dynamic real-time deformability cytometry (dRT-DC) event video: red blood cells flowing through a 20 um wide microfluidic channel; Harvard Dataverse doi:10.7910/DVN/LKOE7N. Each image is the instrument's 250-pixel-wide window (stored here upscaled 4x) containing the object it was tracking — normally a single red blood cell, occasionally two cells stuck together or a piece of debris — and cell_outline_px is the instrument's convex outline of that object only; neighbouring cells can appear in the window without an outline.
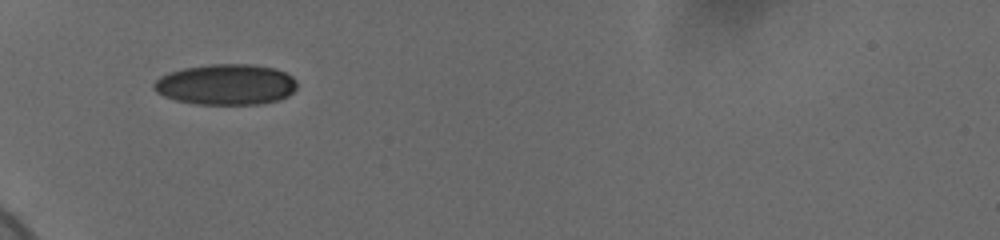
{"species": "human", "species_latin": "Homo sapiens", "temperature_condition": "cold", "stored_images_in_passage": 30, "camera_frame_rate_fps": 3000, "um_per_image_px": 0.085, "donor": {"sex": "female"}, "frame": {"image": 1, "passage_image": 1, "time_ms": 0.0, "image_size_px": [1000, 240], "cell_outline_px": [[296, 88], [288, 96], [280, 100], [260, 104], [196, 104], [176, 100], [164, 96], [156, 92], [152, 88], [152, 84], [160, 76], [168, 72], [184, 68], [212, 64], [248, 64], [272, 68], [284, 72], [292, 76], [296, 80]], "centroid_in_image_um": [19.19, 7.19], "position_along_channel_um": 65.8, "area_um2": 34.04}}
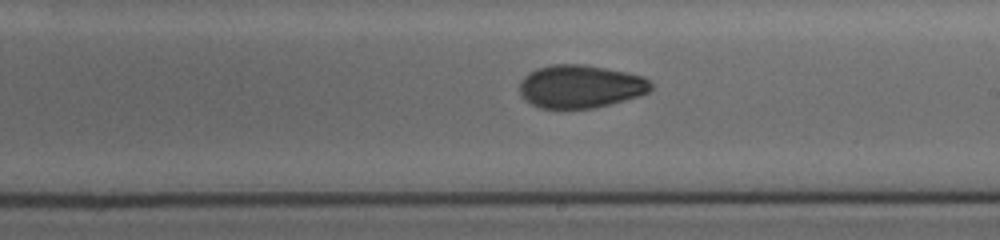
{"frame": {"image": 2, "passage_image": 16, "time_ms": 5.0, "image_size_px": [1000, 240], "cell_outline_px": [[652, 88], [648, 92], [640, 96], [592, 108], [540, 108], [524, 100], [520, 92], [520, 80], [528, 72], [536, 68], [552, 64], [584, 64], [624, 72], [640, 76], [648, 80], [652, 84]], "centroid_in_image_um": [49.29, 7.34], "position_along_channel_um": 239.7, "area_um2": 32.83}}
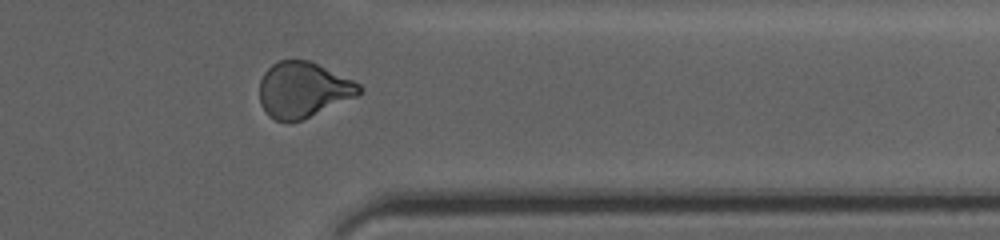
{"frame": {"image": 3, "passage_image": 28, "time_ms": 9.0, "image_size_px": [1000, 240], "cell_outline_px": [[364, 88], [356, 96], [300, 120], [276, 120], [268, 116], [260, 104], [260, 80], [264, 72], [272, 64], [280, 60], [308, 60], [352, 80], [360, 84]], "centroid_in_image_um": [25.73, 7.61], "position_along_channel_um": 385.7, "area_um2": 31.67}, "authors_computed_cell_mechanics": {"area_um2": 33.5529, "velocity_mm_per_s": 3.6881, "shape_relaxation_time_tau1_ms": 4.9506, "shape_relaxation_time_tau2_ms": 2.905, "deformation_change_tau1": 0.1273, "deformation_change_tau2": 0.0737}}